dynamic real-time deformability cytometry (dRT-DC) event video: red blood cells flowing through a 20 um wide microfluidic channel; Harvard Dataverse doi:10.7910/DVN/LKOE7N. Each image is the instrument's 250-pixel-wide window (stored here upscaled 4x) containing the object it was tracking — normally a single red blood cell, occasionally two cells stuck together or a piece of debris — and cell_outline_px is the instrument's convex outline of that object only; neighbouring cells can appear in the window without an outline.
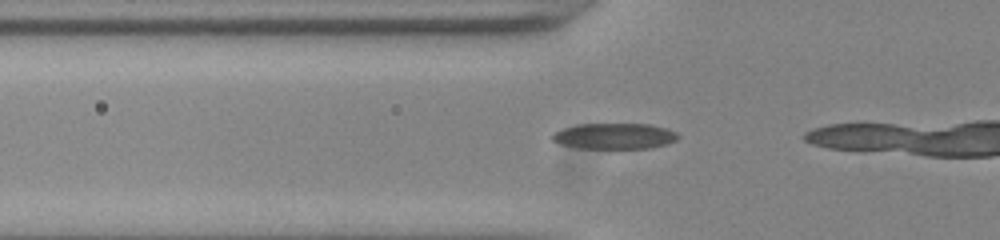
{"species": "common noctule bat (a hibernating species)", "species_latin": "Nyctalus noctula", "temperature_condition": "room temperature", "stored_images_in_passage": 9, "camera_frame_rate_fps": 3000, "um_per_image_px": 0.085, "animal": {"sex": "male", "body_mass_g": 20.0, "forearm_length_mm": 53.3}, "frame": {"image": 1, "passage_image": 4, "time_ms": 1.0, "image_size_px": [1000, 240], "cell_outline_px": [[680, 136], [676, 140], [664, 144], [648, 148], [576, 148], [560, 144], [552, 140], [548, 136], [552, 132], [564, 128], [580, 124], [648, 124], [664, 128], [676, 132]], "centroid_in_image_um": [52.15, 11.57], "position_along_channel_um": 73.6, "area_um2": 18.9}}
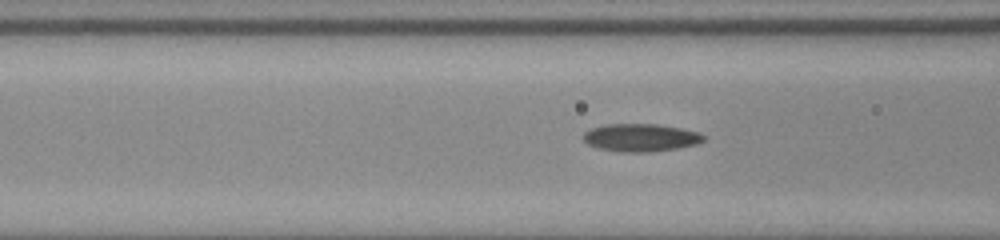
{"frame": {"image": 2, "passage_image": 7, "time_ms": 2.0, "image_size_px": [1000, 240], "cell_outline_px": [[704, 140], [696, 144], [676, 148], [648, 152], [620, 152], [596, 148], [588, 144], [584, 140], [584, 132], [592, 128], [604, 124], [656, 124], [680, 128], [700, 132], [704, 136]], "centroid_in_image_um": [54.44, 11.69], "position_along_channel_um": 112.2, "area_um2": 19.42}}